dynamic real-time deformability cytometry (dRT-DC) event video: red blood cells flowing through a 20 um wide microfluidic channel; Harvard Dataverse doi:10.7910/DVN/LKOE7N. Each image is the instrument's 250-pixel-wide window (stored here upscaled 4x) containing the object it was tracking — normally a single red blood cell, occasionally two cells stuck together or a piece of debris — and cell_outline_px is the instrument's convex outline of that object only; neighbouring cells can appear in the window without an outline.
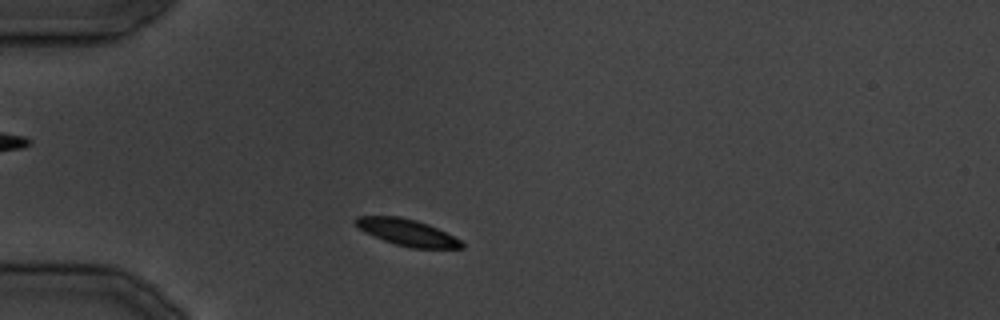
{"species": "common noctule bat (a hibernating species)", "species_latin": "Nyctalus noctula", "temperature_condition": "cold", "stored_images_in_passage": 29, "camera_frame_rate_fps": 3000, "um_per_image_px": 0.085, "animal": {"sex": "male", "body_mass_g": 19.5, "forearm_length_mm": 54.6}, "frame": {"image": 1, "passage_image": 3, "time_ms": 2.333, "image_size_px": [1000, 320], "cell_outline_px": [[464, 248], [412, 248], [396, 244], [384, 240], [360, 228], [352, 220], [356, 216], [400, 216], [416, 220], [428, 224], [460, 240], [464, 244]], "centroid_in_image_um": [34.61, 19.74], "position_along_channel_um": 50.4, "area_um2": 16.07}}
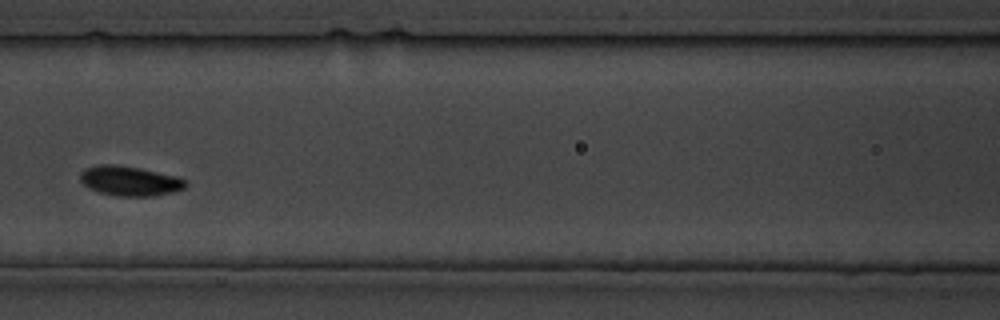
{"frame": {"image": 2, "passage_image": 9, "time_ms": 10.333, "image_size_px": [1000, 320], "cell_outline_px": [[188, 184], [184, 188], [172, 192], [152, 196], [120, 196], [100, 192], [88, 188], [80, 180], [80, 172], [84, 168], [100, 164], [116, 164], [140, 168], [180, 176], [188, 180]], "centroid_in_image_um": [11.06, 15.36], "position_along_channel_um": 155.5, "area_um2": 18.5}}
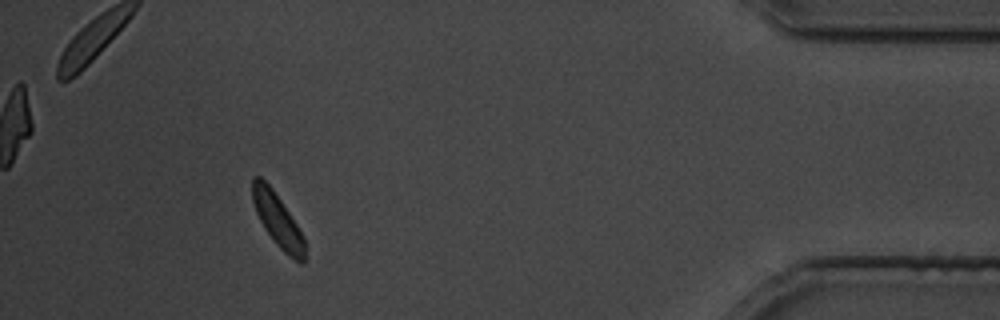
{"frame": {"image": 3, "passage_image": 26, "time_ms": 30.333, "image_size_px": [1000, 320], "cell_outline_px": [[304, 264], [300, 264], [288, 256], [276, 244], [264, 228], [256, 212], [252, 200], [252, 176], [260, 176], [272, 188], [304, 236]], "centroid_in_image_um": [23.58, 18.72], "position_along_channel_um": 411.6, "area_um2": 16.01}}